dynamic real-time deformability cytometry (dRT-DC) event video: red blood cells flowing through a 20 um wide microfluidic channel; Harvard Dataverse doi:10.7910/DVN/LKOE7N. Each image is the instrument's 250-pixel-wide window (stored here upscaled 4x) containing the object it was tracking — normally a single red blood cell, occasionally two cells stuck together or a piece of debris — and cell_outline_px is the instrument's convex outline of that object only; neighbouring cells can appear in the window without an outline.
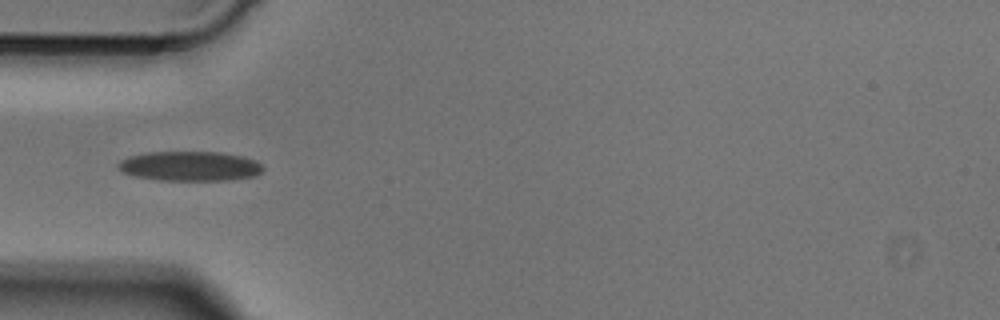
{"species": "Egyptian fruit bat (a non-hibernating species)", "species_latin": "Rousettus aegyptiacus", "temperature_condition": "cold", "stored_images_in_passage": 5, "camera_frame_rate_fps": 3000, "um_per_image_px": 0.085, "animal": {"sex": "male"}, "frame": {"image": 1, "passage_image": 5, "time_ms": 1.333, "image_size_px": [1000, 320], "cell_outline_px": [[264, 168], [256, 176], [228, 180], [160, 180], [136, 176], [124, 172], [116, 164], [120, 160], [132, 156], [148, 152], [220, 152], [244, 156], [256, 160]], "centroid_in_image_um": [16.19, 14.12], "position_along_channel_um": 68.8, "area_um2": 24.91}}